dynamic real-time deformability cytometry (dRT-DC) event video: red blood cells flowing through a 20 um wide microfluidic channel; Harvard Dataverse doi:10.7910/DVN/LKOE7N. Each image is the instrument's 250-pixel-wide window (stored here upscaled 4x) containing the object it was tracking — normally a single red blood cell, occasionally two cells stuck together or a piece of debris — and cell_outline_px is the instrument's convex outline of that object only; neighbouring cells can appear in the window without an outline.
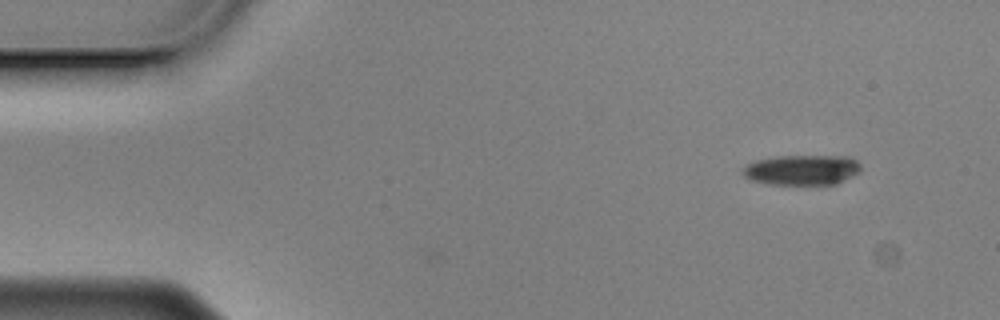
{"species": "Egyptian fruit bat (a non-hibernating species)", "species_latin": "Rousettus aegyptiacus", "temperature_condition": "cold", "stored_images_in_passage": 37, "camera_frame_rate_fps": 3000, "um_per_image_px": 0.085, "animal": {"sex": "male"}, "frame": {"image": 1, "passage_image": 1, "time_ms": 0.0, "image_size_px": [1000, 320], "cell_outline_px": [[860, 172], [836, 184], [768, 184], [752, 180], [744, 176], [740, 172], [748, 164], [756, 160], [776, 156], [848, 156], [856, 160], [860, 164]], "centroid_in_image_um": [68.17, 14.44], "position_along_channel_um": 16.8, "area_um2": 20.75}}
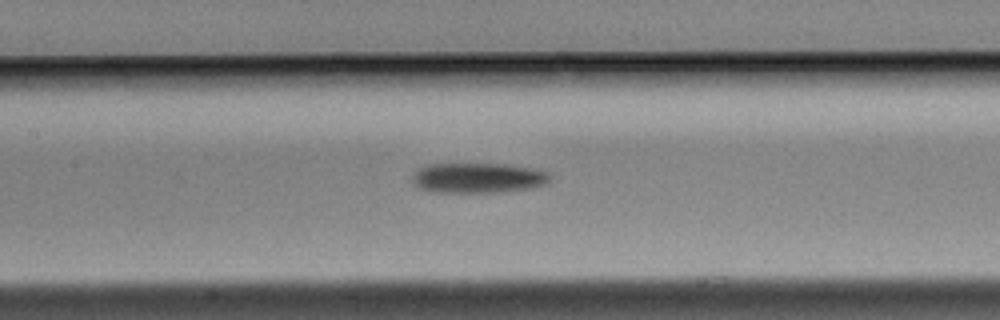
{"frame": {"image": 2, "passage_image": 22, "time_ms": 7.0, "image_size_px": [1000, 320], "cell_outline_px": [[552, 180], [548, 184], [528, 188], [500, 192], [432, 192], [420, 188], [412, 184], [412, 176], [420, 168], [428, 164], [508, 164], [532, 168], [548, 172], [552, 176]], "centroid_in_image_um": [40.66, 15.12], "position_along_channel_um": 166.7, "area_um2": 24.33}}
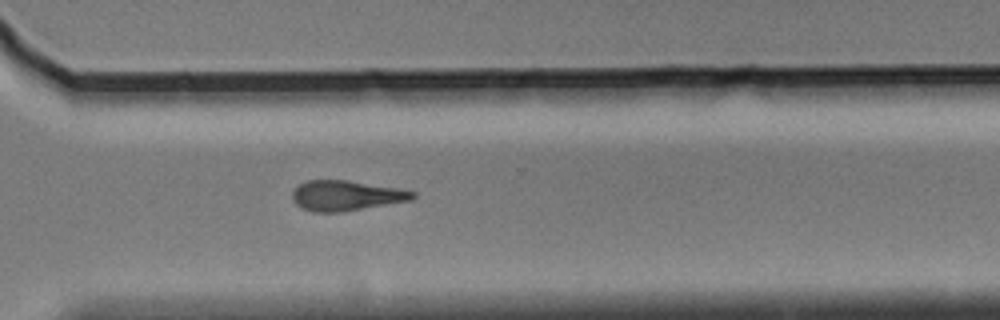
{"frame": {"image": 3, "passage_image": 37, "time_ms": 12.0, "image_size_px": [1000, 320], "cell_outline_px": [[416, 196], [412, 200], [344, 212], [312, 212], [300, 208], [292, 200], [292, 192], [300, 184], [308, 180], [348, 180], [400, 188], [416, 192]], "centroid_in_image_um": [29.43, 16.63], "position_along_channel_um": 341.2, "area_um2": 21.44}}